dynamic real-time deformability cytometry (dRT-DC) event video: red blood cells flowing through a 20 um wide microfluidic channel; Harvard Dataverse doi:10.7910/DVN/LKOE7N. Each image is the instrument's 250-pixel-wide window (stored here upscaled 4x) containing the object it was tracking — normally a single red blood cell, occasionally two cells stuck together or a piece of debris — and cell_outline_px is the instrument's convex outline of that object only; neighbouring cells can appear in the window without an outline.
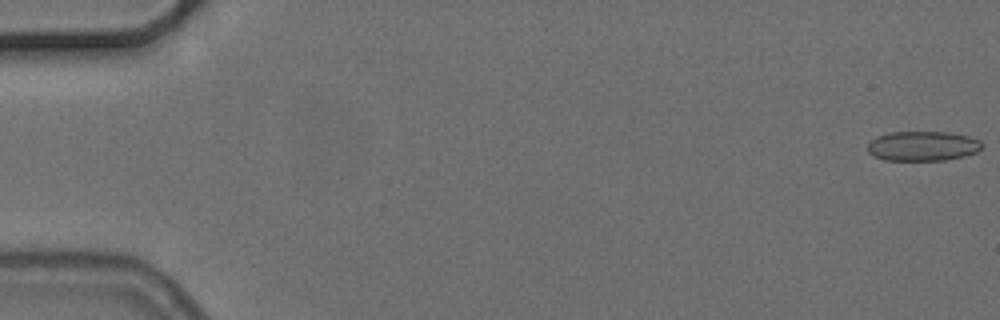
{"species": "common noctule bat (a hibernating species)", "species_latin": "Nyctalus noctula", "temperature_condition": "cold", "stored_images_in_passage": 50, "camera_frame_rate_fps": 3000, "um_per_image_px": 0.085, "animal": {"sex": "female", "body_mass_g": 24.6, "forearm_length_mm": 56.2}, "frame": {"image": 1, "passage_image": 1, "time_ms": 0.0, "image_size_px": [1000, 320], "cell_outline_px": [[984, 144], [976, 152], [964, 156], [944, 160], [884, 160], [872, 156], [868, 152], [868, 144], [876, 136], [888, 132], [948, 132], [968, 136], [980, 140]], "centroid_in_image_um": [78.41, 12.41], "position_along_channel_um": 6.6, "area_um2": 19.88}}
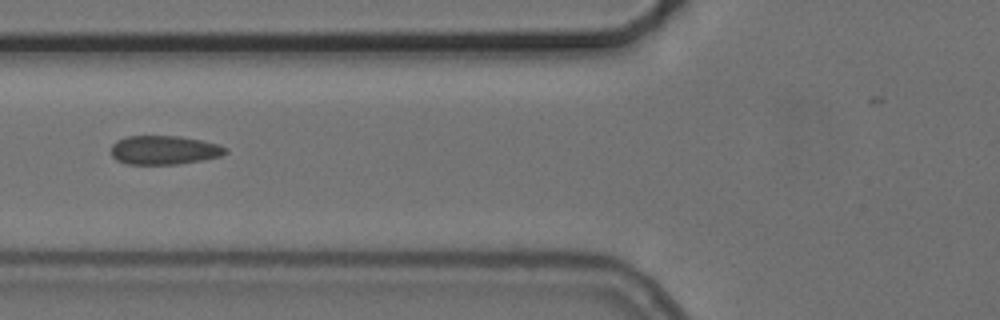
{"frame": {"image": 2, "passage_image": 22, "time_ms": 7.0, "image_size_px": [1000, 320], "cell_outline_px": [[228, 152], [220, 156], [204, 160], [180, 164], [128, 164], [116, 160], [112, 156], [112, 144], [116, 140], [128, 136], [180, 136], [220, 144], [228, 148]], "centroid_in_image_um": [13.98, 12.76], "position_along_channel_um": 111.8, "area_um2": 19.42}}
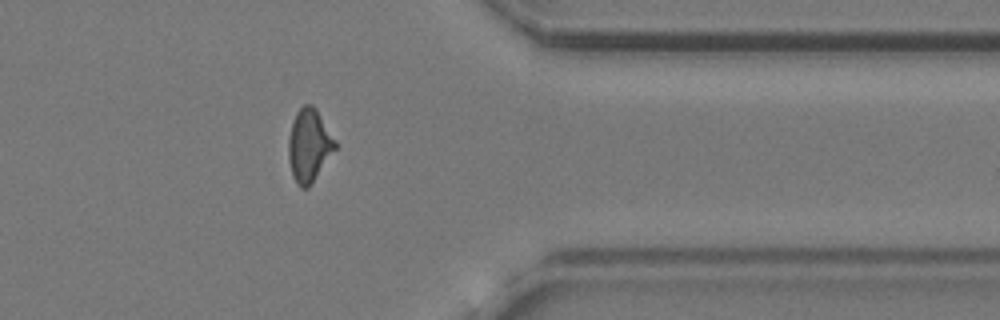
{"frame": {"image": 3, "passage_image": 45, "time_ms": 14.667, "image_size_px": [1000, 320], "cell_outline_px": [[336, 148], [308, 188], [300, 188], [296, 184], [292, 176], [288, 160], [288, 140], [292, 124], [296, 112], [304, 104], [312, 104], [316, 108], [336, 140]], "centroid_in_image_um": [26.26, 12.36], "position_along_channel_um": 385.1, "area_um2": 19.83}, "authors_computed_cell_mechanics": {"area_um2": 19.652, "velocity_mm_per_s": 3.7212, "shape_relaxation_time_tau1_ms": null, "shape_relaxation_time_tau2_ms": 1.4416, "deformation_change_tau1": null, "deformation_change_tau2": 0.0596}}